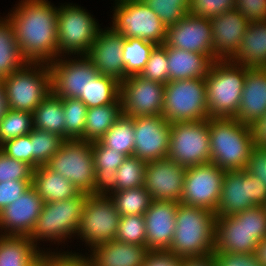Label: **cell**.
<instances>
[{
  "instance_id": "28",
  "label": "cell",
  "mask_w": 266,
  "mask_h": 266,
  "mask_svg": "<svg viewBox=\"0 0 266 266\" xmlns=\"http://www.w3.org/2000/svg\"><path fill=\"white\" fill-rule=\"evenodd\" d=\"M92 154L96 178L91 193L96 196H110L116 192V171L126 156L107 148L99 141L92 142Z\"/></svg>"
},
{
  "instance_id": "38",
  "label": "cell",
  "mask_w": 266,
  "mask_h": 266,
  "mask_svg": "<svg viewBox=\"0 0 266 266\" xmlns=\"http://www.w3.org/2000/svg\"><path fill=\"white\" fill-rule=\"evenodd\" d=\"M110 198L120 216L144 215L153 201L144 186L114 192Z\"/></svg>"
},
{
  "instance_id": "31",
  "label": "cell",
  "mask_w": 266,
  "mask_h": 266,
  "mask_svg": "<svg viewBox=\"0 0 266 266\" xmlns=\"http://www.w3.org/2000/svg\"><path fill=\"white\" fill-rule=\"evenodd\" d=\"M32 186L44 203L70 199L81 193L68 179L46 165L34 169Z\"/></svg>"
},
{
  "instance_id": "39",
  "label": "cell",
  "mask_w": 266,
  "mask_h": 266,
  "mask_svg": "<svg viewBox=\"0 0 266 266\" xmlns=\"http://www.w3.org/2000/svg\"><path fill=\"white\" fill-rule=\"evenodd\" d=\"M63 142L59 135L33 128L31 131L32 167L36 169L45 165Z\"/></svg>"
},
{
  "instance_id": "7",
  "label": "cell",
  "mask_w": 266,
  "mask_h": 266,
  "mask_svg": "<svg viewBox=\"0 0 266 266\" xmlns=\"http://www.w3.org/2000/svg\"><path fill=\"white\" fill-rule=\"evenodd\" d=\"M7 108L33 112L52 92L49 64L26 63L2 79Z\"/></svg>"
},
{
  "instance_id": "1",
  "label": "cell",
  "mask_w": 266,
  "mask_h": 266,
  "mask_svg": "<svg viewBox=\"0 0 266 266\" xmlns=\"http://www.w3.org/2000/svg\"><path fill=\"white\" fill-rule=\"evenodd\" d=\"M6 14L27 63L50 64L58 58V7L48 0H21Z\"/></svg>"
},
{
  "instance_id": "14",
  "label": "cell",
  "mask_w": 266,
  "mask_h": 266,
  "mask_svg": "<svg viewBox=\"0 0 266 266\" xmlns=\"http://www.w3.org/2000/svg\"><path fill=\"white\" fill-rule=\"evenodd\" d=\"M168 158L185 168L210 163L208 119L171 123Z\"/></svg>"
},
{
  "instance_id": "21",
  "label": "cell",
  "mask_w": 266,
  "mask_h": 266,
  "mask_svg": "<svg viewBox=\"0 0 266 266\" xmlns=\"http://www.w3.org/2000/svg\"><path fill=\"white\" fill-rule=\"evenodd\" d=\"M44 202L31 186L15 202L0 212V234L29 236L37 222Z\"/></svg>"
},
{
  "instance_id": "43",
  "label": "cell",
  "mask_w": 266,
  "mask_h": 266,
  "mask_svg": "<svg viewBox=\"0 0 266 266\" xmlns=\"http://www.w3.org/2000/svg\"><path fill=\"white\" fill-rule=\"evenodd\" d=\"M143 2L166 27L176 24L189 12L190 0H143Z\"/></svg>"
},
{
  "instance_id": "34",
  "label": "cell",
  "mask_w": 266,
  "mask_h": 266,
  "mask_svg": "<svg viewBox=\"0 0 266 266\" xmlns=\"http://www.w3.org/2000/svg\"><path fill=\"white\" fill-rule=\"evenodd\" d=\"M26 63L19 51L10 20L6 15L0 17V79L21 69Z\"/></svg>"
},
{
  "instance_id": "59",
  "label": "cell",
  "mask_w": 266,
  "mask_h": 266,
  "mask_svg": "<svg viewBox=\"0 0 266 266\" xmlns=\"http://www.w3.org/2000/svg\"><path fill=\"white\" fill-rule=\"evenodd\" d=\"M33 266H44V257L41 258Z\"/></svg>"
},
{
  "instance_id": "18",
  "label": "cell",
  "mask_w": 266,
  "mask_h": 266,
  "mask_svg": "<svg viewBox=\"0 0 266 266\" xmlns=\"http://www.w3.org/2000/svg\"><path fill=\"white\" fill-rule=\"evenodd\" d=\"M133 156L146 162L167 158L170 148L169 123L163 116L133 117Z\"/></svg>"
},
{
  "instance_id": "32",
  "label": "cell",
  "mask_w": 266,
  "mask_h": 266,
  "mask_svg": "<svg viewBox=\"0 0 266 266\" xmlns=\"http://www.w3.org/2000/svg\"><path fill=\"white\" fill-rule=\"evenodd\" d=\"M33 128L59 135L65 140V115L62 99L51 92L32 112Z\"/></svg>"
},
{
  "instance_id": "53",
  "label": "cell",
  "mask_w": 266,
  "mask_h": 266,
  "mask_svg": "<svg viewBox=\"0 0 266 266\" xmlns=\"http://www.w3.org/2000/svg\"><path fill=\"white\" fill-rule=\"evenodd\" d=\"M245 170L256 177H259L264 183L266 179V148L255 147L249 158Z\"/></svg>"
},
{
  "instance_id": "41",
  "label": "cell",
  "mask_w": 266,
  "mask_h": 266,
  "mask_svg": "<svg viewBox=\"0 0 266 266\" xmlns=\"http://www.w3.org/2000/svg\"><path fill=\"white\" fill-rule=\"evenodd\" d=\"M33 129L32 113L7 109L0 121V145L6 140L29 134Z\"/></svg>"
},
{
  "instance_id": "49",
  "label": "cell",
  "mask_w": 266,
  "mask_h": 266,
  "mask_svg": "<svg viewBox=\"0 0 266 266\" xmlns=\"http://www.w3.org/2000/svg\"><path fill=\"white\" fill-rule=\"evenodd\" d=\"M0 150L7 156L32 166L31 132L24 136L6 140L0 145Z\"/></svg>"
},
{
  "instance_id": "27",
  "label": "cell",
  "mask_w": 266,
  "mask_h": 266,
  "mask_svg": "<svg viewBox=\"0 0 266 266\" xmlns=\"http://www.w3.org/2000/svg\"><path fill=\"white\" fill-rule=\"evenodd\" d=\"M169 81L205 78L216 61L214 56L167 46Z\"/></svg>"
},
{
  "instance_id": "54",
  "label": "cell",
  "mask_w": 266,
  "mask_h": 266,
  "mask_svg": "<svg viewBox=\"0 0 266 266\" xmlns=\"http://www.w3.org/2000/svg\"><path fill=\"white\" fill-rule=\"evenodd\" d=\"M143 266H181V258L168 250L149 251Z\"/></svg>"
},
{
  "instance_id": "42",
  "label": "cell",
  "mask_w": 266,
  "mask_h": 266,
  "mask_svg": "<svg viewBox=\"0 0 266 266\" xmlns=\"http://www.w3.org/2000/svg\"><path fill=\"white\" fill-rule=\"evenodd\" d=\"M146 164L136 156H127L116 171V192L144 186Z\"/></svg>"
},
{
  "instance_id": "57",
  "label": "cell",
  "mask_w": 266,
  "mask_h": 266,
  "mask_svg": "<svg viewBox=\"0 0 266 266\" xmlns=\"http://www.w3.org/2000/svg\"><path fill=\"white\" fill-rule=\"evenodd\" d=\"M255 255L261 265L266 266V237L258 243Z\"/></svg>"
},
{
  "instance_id": "29",
  "label": "cell",
  "mask_w": 266,
  "mask_h": 266,
  "mask_svg": "<svg viewBox=\"0 0 266 266\" xmlns=\"http://www.w3.org/2000/svg\"><path fill=\"white\" fill-rule=\"evenodd\" d=\"M229 61L250 68H266V21L250 22L236 53Z\"/></svg>"
},
{
  "instance_id": "19",
  "label": "cell",
  "mask_w": 266,
  "mask_h": 266,
  "mask_svg": "<svg viewBox=\"0 0 266 266\" xmlns=\"http://www.w3.org/2000/svg\"><path fill=\"white\" fill-rule=\"evenodd\" d=\"M186 169L168 157L147 162L144 188L153 200L177 201L180 203Z\"/></svg>"
},
{
  "instance_id": "37",
  "label": "cell",
  "mask_w": 266,
  "mask_h": 266,
  "mask_svg": "<svg viewBox=\"0 0 266 266\" xmlns=\"http://www.w3.org/2000/svg\"><path fill=\"white\" fill-rule=\"evenodd\" d=\"M156 45L140 38H125L123 45L124 80L139 75Z\"/></svg>"
},
{
  "instance_id": "56",
  "label": "cell",
  "mask_w": 266,
  "mask_h": 266,
  "mask_svg": "<svg viewBox=\"0 0 266 266\" xmlns=\"http://www.w3.org/2000/svg\"><path fill=\"white\" fill-rule=\"evenodd\" d=\"M181 266H215L214 254L181 258Z\"/></svg>"
},
{
  "instance_id": "16",
  "label": "cell",
  "mask_w": 266,
  "mask_h": 266,
  "mask_svg": "<svg viewBox=\"0 0 266 266\" xmlns=\"http://www.w3.org/2000/svg\"><path fill=\"white\" fill-rule=\"evenodd\" d=\"M49 66L51 89L59 98L78 99L89 82L99 74L87 55L60 56Z\"/></svg>"
},
{
  "instance_id": "11",
  "label": "cell",
  "mask_w": 266,
  "mask_h": 266,
  "mask_svg": "<svg viewBox=\"0 0 266 266\" xmlns=\"http://www.w3.org/2000/svg\"><path fill=\"white\" fill-rule=\"evenodd\" d=\"M91 146L92 142L80 139L64 140L45 165L68 179L80 192L91 194L96 178Z\"/></svg>"
},
{
  "instance_id": "51",
  "label": "cell",
  "mask_w": 266,
  "mask_h": 266,
  "mask_svg": "<svg viewBox=\"0 0 266 266\" xmlns=\"http://www.w3.org/2000/svg\"><path fill=\"white\" fill-rule=\"evenodd\" d=\"M234 8L249 22L266 21V0H235Z\"/></svg>"
},
{
  "instance_id": "47",
  "label": "cell",
  "mask_w": 266,
  "mask_h": 266,
  "mask_svg": "<svg viewBox=\"0 0 266 266\" xmlns=\"http://www.w3.org/2000/svg\"><path fill=\"white\" fill-rule=\"evenodd\" d=\"M235 0H190L189 14L212 19L227 10L234 9Z\"/></svg>"
},
{
  "instance_id": "30",
  "label": "cell",
  "mask_w": 266,
  "mask_h": 266,
  "mask_svg": "<svg viewBox=\"0 0 266 266\" xmlns=\"http://www.w3.org/2000/svg\"><path fill=\"white\" fill-rule=\"evenodd\" d=\"M48 250L37 248L29 236L0 234V266H33Z\"/></svg>"
},
{
  "instance_id": "3",
  "label": "cell",
  "mask_w": 266,
  "mask_h": 266,
  "mask_svg": "<svg viewBox=\"0 0 266 266\" xmlns=\"http://www.w3.org/2000/svg\"><path fill=\"white\" fill-rule=\"evenodd\" d=\"M266 237V211L254 206L231 216L215 219L214 252L255 254Z\"/></svg>"
},
{
  "instance_id": "24",
  "label": "cell",
  "mask_w": 266,
  "mask_h": 266,
  "mask_svg": "<svg viewBox=\"0 0 266 266\" xmlns=\"http://www.w3.org/2000/svg\"><path fill=\"white\" fill-rule=\"evenodd\" d=\"M213 38V56L216 60H229L237 51L249 20L235 8L210 19Z\"/></svg>"
},
{
  "instance_id": "22",
  "label": "cell",
  "mask_w": 266,
  "mask_h": 266,
  "mask_svg": "<svg viewBox=\"0 0 266 266\" xmlns=\"http://www.w3.org/2000/svg\"><path fill=\"white\" fill-rule=\"evenodd\" d=\"M100 28L87 56L99 74L124 80V36L110 27Z\"/></svg>"
},
{
  "instance_id": "9",
  "label": "cell",
  "mask_w": 266,
  "mask_h": 266,
  "mask_svg": "<svg viewBox=\"0 0 266 266\" xmlns=\"http://www.w3.org/2000/svg\"><path fill=\"white\" fill-rule=\"evenodd\" d=\"M205 78L169 81L164 88L163 117L169 122L208 119Z\"/></svg>"
},
{
  "instance_id": "23",
  "label": "cell",
  "mask_w": 266,
  "mask_h": 266,
  "mask_svg": "<svg viewBox=\"0 0 266 266\" xmlns=\"http://www.w3.org/2000/svg\"><path fill=\"white\" fill-rule=\"evenodd\" d=\"M177 201L153 200L144 213L146 247L149 251L169 250L176 228Z\"/></svg>"
},
{
  "instance_id": "13",
  "label": "cell",
  "mask_w": 266,
  "mask_h": 266,
  "mask_svg": "<svg viewBox=\"0 0 266 266\" xmlns=\"http://www.w3.org/2000/svg\"><path fill=\"white\" fill-rule=\"evenodd\" d=\"M120 215L110 196L88 194L76 238L88 248L115 240Z\"/></svg>"
},
{
  "instance_id": "6",
  "label": "cell",
  "mask_w": 266,
  "mask_h": 266,
  "mask_svg": "<svg viewBox=\"0 0 266 266\" xmlns=\"http://www.w3.org/2000/svg\"><path fill=\"white\" fill-rule=\"evenodd\" d=\"M87 196L88 193L81 192L70 199L44 203L36 225L29 235L30 241L37 248L42 241L54 242L58 247L62 243L66 244L65 241L69 242L67 239L76 236L78 232Z\"/></svg>"
},
{
  "instance_id": "48",
  "label": "cell",
  "mask_w": 266,
  "mask_h": 266,
  "mask_svg": "<svg viewBox=\"0 0 266 266\" xmlns=\"http://www.w3.org/2000/svg\"><path fill=\"white\" fill-rule=\"evenodd\" d=\"M57 251H46L42 253L44 257V266H92L91 260L87 256V252L85 255L79 252H75L72 250L69 252L59 251L58 247H56Z\"/></svg>"
},
{
  "instance_id": "50",
  "label": "cell",
  "mask_w": 266,
  "mask_h": 266,
  "mask_svg": "<svg viewBox=\"0 0 266 266\" xmlns=\"http://www.w3.org/2000/svg\"><path fill=\"white\" fill-rule=\"evenodd\" d=\"M33 180H13L0 183V212L15 202L31 186Z\"/></svg>"
},
{
  "instance_id": "25",
  "label": "cell",
  "mask_w": 266,
  "mask_h": 266,
  "mask_svg": "<svg viewBox=\"0 0 266 266\" xmlns=\"http://www.w3.org/2000/svg\"><path fill=\"white\" fill-rule=\"evenodd\" d=\"M266 114V68L247 67L240 107L235 119L252 126Z\"/></svg>"
},
{
  "instance_id": "55",
  "label": "cell",
  "mask_w": 266,
  "mask_h": 266,
  "mask_svg": "<svg viewBox=\"0 0 266 266\" xmlns=\"http://www.w3.org/2000/svg\"><path fill=\"white\" fill-rule=\"evenodd\" d=\"M254 145L266 148V114L260 117L252 126Z\"/></svg>"
},
{
  "instance_id": "5",
  "label": "cell",
  "mask_w": 266,
  "mask_h": 266,
  "mask_svg": "<svg viewBox=\"0 0 266 266\" xmlns=\"http://www.w3.org/2000/svg\"><path fill=\"white\" fill-rule=\"evenodd\" d=\"M247 67L216 60L205 77L209 118H235L245 85Z\"/></svg>"
},
{
  "instance_id": "10",
  "label": "cell",
  "mask_w": 266,
  "mask_h": 266,
  "mask_svg": "<svg viewBox=\"0 0 266 266\" xmlns=\"http://www.w3.org/2000/svg\"><path fill=\"white\" fill-rule=\"evenodd\" d=\"M112 28L125 38H140L163 45L166 26L143 0H114Z\"/></svg>"
},
{
  "instance_id": "60",
  "label": "cell",
  "mask_w": 266,
  "mask_h": 266,
  "mask_svg": "<svg viewBox=\"0 0 266 266\" xmlns=\"http://www.w3.org/2000/svg\"><path fill=\"white\" fill-rule=\"evenodd\" d=\"M263 207H264V209H265V211H266V202H265V204L263 205Z\"/></svg>"
},
{
  "instance_id": "2",
  "label": "cell",
  "mask_w": 266,
  "mask_h": 266,
  "mask_svg": "<svg viewBox=\"0 0 266 266\" xmlns=\"http://www.w3.org/2000/svg\"><path fill=\"white\" fill-rule=\"evenodd\" d=\"M211 162L224 170H244L252 150L251 126L235 118H208Z\"/></svg>"
},
{
  "instance_id": "35",
  "label": "cell",
  "mask_w": 266,
  "mask_h": 266,
  "mask_svg": "<svg viewBox=\"0 0 266 266\" xmlns=\"http://www.w3.org/2000/svg\"><path fill=\"white\" fill-rule=\"evenodd\" d=\"M120 98V82L98 74L87 85L80 99L88 108L115 103Z\"/></svg>"
},
{
  "instance_id": "26",
  "label": "cell",
  "mask_w": 266,
  "mask_h": 266,
  "mask_svg": "<svg viewBox=\"0 0 266 266\" xmlns=\"http://www.w3.org/2000/svg\"><path fill=\"white\" fill-rule=\"evenodd\" d=\"M91 250V251H90ZM88 249L87 256L92 266H143L149 252L146 246H139L112 240Z\"/></svg>"
},
{
  "instance_id": "4",
  "label": "cell",
  "mask_w": 266,
  "mask_h": 266,
  "mask_svg": "<svg viewBox=\"0 0 266 266\" xmlns=\"http://www.w3.org/2000/svg\"><path fill=\"white\" fill-rule=\"evenodd\" d=\"M216 214L211 210L180 203L176 228L169 248L175 256H204L214 252Z\"/></svg>"
},
{
  "instance_id": "33",
  "label": "cell",
  "mask_w": 266,
  "mask_h": 266,
  "mask_svg": "<svg viewBox=\"0 0 266 266\" xmlns=\"http://www.w3.org/2000/svg\"><path fill=\"white\" fill-rule=\"evenodd\" d=\"M121 115L123 110L120 98L113 104L88 108L83 140L99 141Z\"/></svg>"
},
{
  "instance_id": "52",
  "label": "cell",
  "mask_w": 266,
  "mask_h": 266,
  "mask_svg": "<svg viewBox=\"0 0 266 266\" xmlns=\"http://www.w3.org/2000/svg\"><path fill=\"white\" fill-rule=\"evenodd\" d=\"M215 266H262L255 254L213 252Z\"/></svg>"
},
{
  "instance_id": "8",
  "label": "cell",
  "mask_w": 266,
  "mask_h": 266,
  "mask_svg": "<svg viewBox=\"0 0 266 266\" xmlns=\"http://www.w3.org/2000/svg\"><path fill=\"white\" fill-rule=\"evenodd\" d=\"M58 6V57L87 55L101 26L83 7L73 3Z\"/></svg>"
},
{
  "instance_id": "12",
  "label": "cell",
  "mask_w": 266,
  "mask_h": 266,
  "mask_svg": "<svg viewBox=\"0 0 266 266\" xmlns=\"http://www.w3.org/2000/svg\"><path fill=\"white\" fill-rule=\"evenodd\" d=\"M266 202V184L244 170H226L216 218L231 216Z\"/></svg>"
},
{
  "instance_id": "40",
  "label": "cell",
  "mask_w": 266,
  "mask_h": 266,
  "mask_svg": "<svg viewBox=\"0 0 266 266\" xmlns=\"http://www.w3.org/2000/svg\"><path fill=\"white\" fill-rule=\"evenodd\" d=\"M65 115V140H83L88 107L77 98H61Z\"/></svg>"
},
{
  "instance_id": "46",
  "label": "cell",
  "mask_w": 266,
  "mask_h": 266,
  "mask_svg": "<svg viewBox=\"0 0 266 266\" xmlns=\"http://www.w3.org/2000/svg\"><path fill=\"white\" fill-rule=\"evenodd\" d=\"M34 168L7 156L0 150V183L13 180H33Z\"/></svg>"
},
{
  "instance_id": "45",
  "label": "cell",
  "mask_w": 266,
  "mask_h": 266,
  "mask_svg": "<svg viewBox=\"0 0 266 266\" xmlns=\"http://www.w3.org/2000/svg\"><path fill=\"white\" fill-rule=\"evenodd\" d=\"M168 67L167 46L156 45L139 75L147 80L167 84L169 82Z\"/></svg>"
},
{
  "instance_id": "36",
  "label": "cell",
  "mask_w": 266,
  "mask_h": 266,
  "mask_svg": "<svg viewBox=\"0 0 266 266\" xmlns=\"http://www.w3.org/2000/svg\"><path fill=\"white\" fill-rule=\"evenodd\" d=\"M134 141L133 117H127L124 114L99 139L102 145L122 153L126 157L133 155Z\"/></svg>"
},
{
  "instance_id": "17",
  "label": "cell",
  "mask_w": 266,
  "mask_h": 266,
  "mask_svg": "<svg viewBox=\"0 0 266 266\" xmlns=\"http://www.w3.org/2000/svg\"><path fill=\"white\" fill-rule=\"evenodd\" d=\"M165 84L140 75L128 76L120 83L123 114L127 117L162 116Z\"/></svg>"
},
{
  "instance_id": "15",
  "label": "cell",
  "mask_w": 266,
  "mask_h": 266,
  "mask_svg": "<svg viewBox=\"0 0 266 266\" xmlns=\"http://www.w3.org/2000/svg\"><path fill=\"white\" fill-rule=\"evenodd\" d=\"M225 172L212 162L188 167L180 203L208 209L216 214Z\"/></svg>"
},
{
  "instance_id": "20",
  "label": "cell",
  "mask_w": 266,
  "mask_h": 266,
  "mask_svg": "<svg viewBox=\"0 0 266 266\" xmlns=\"http://www.w3.org/2000/svg\"><path fill=\"white\" fill-rule=\"evenodd\" d=\"M164 45L213 56L210 19L187 13L183 19L166 28Z\"/></svg>"
},
{
  "instance_id": "44",
  "label": "cell",
  "mask_w": 266,
  "mask_h": 266,
  "mask_svg": "<svg viewBox=\"0 0 266 266\" xmlns=\"http://www.w3.org/2000/svg\"><path fill=\"white\" fill-rule=\"evenodd\" d=\"M115 240L139 246H146L144 215L120 216Z\"/></svg>"
},
{
  "instance_id": "58",
  "label": "cell",
  "mask_w": 266,
  "mask_h": 266,
  "mask_svg": "<svg viewBox=\"0 0 266 266\" xmlns=\"http://www.w3.org/2000/svg\"><path fill=\"white\" fill-rule=\"evenodd\" d=\"M7 101L5 96V89L3 85L2 79H0V121L5 116V113L7 111Z\"/></svg>"
}]
</instances>
